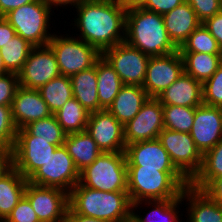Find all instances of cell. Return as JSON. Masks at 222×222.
I'll use <instances>...</instances> for the list:
<instances>
[{
    "label": "cell",
    "mask_w": 222,
    "mask_h": 222,
    "mask_svg": "<svg viewBox=\"0 0 222 222\" xmlns=\"http://www.w3.org/2000/svg\"><path fill=\"white\" fill-rule=\"evenodd\" d=\"M77 18L72 24L79 36L101 54L109 48L124 42L127 7L124 4L103 1L83 0L75 7Z\"/></svg>",
    "instance_id": "1"
},
{
    "label": "cell",
    "mask_w": 222,
    "mask_h": 222,
    "mask_svg": "<svg viewBox=\"0 0 222 222\" xmlns=\"http://www.w3.org/2000/svg\"><path fill=\"white\" fill-rule=\"evenodd\" d=\"M68 205L67 213L108 222L131 221L132 203L127 191H100L78 182L68 193Z\"/></svg>",
    "instance_id": "2"
},
{
    "label": "cell",
    "mask_w": 222,
    "mask_h": 222,
    "mask_svg": "<svg viewBox=\"0 0 222 222\" xmlns=\"http://www.w3.org/2000/svg\"><path fill=\"white\" fill-rule=\"evenodd\" d=\"M124 41L150 57L179 50L166 31L163 16L140 6L127 7Z\"/></svg>",
    "instance_id": "3"
},
{
    "label": "cell",
    "mask_w": 222,
    "mask_h": 222,
    "mask_svg": "<svg viewBox=\"0 0 222 222\" xmlns=\"http://www.w3.org/2000/svg\"><path fill=\"white\" fill-rule=\"evenodd\" d=\"M190 182L179 171L127 166V192L131 203L181 197Z\"/></svg>",
    "instance_id": "4"
},
{
    "label": "cell",
    "mask_w": 222,
    "mask_h": 222,
    "mask_svg": "<svg viewBox=\"0 0 222 222\" xmlns=\"http://www.w3.org/2000/svg\"><path fill=\"white\" fill-rule=\"evenodd\" d=\"M79 183L100 191H127L125 152H102L91 165L80 171Z\"/></svg>",
    "instance_id": "5"
},
{
    "label": "cell",
    "mask_w": 222,
    "mask_h": 222,
    "mask_svg": "<svg viewBox=\"0 0 222 222\" xmlns=\"http://www.w3.org/2000/svg\"><path fill=\"white\" fill-rule=\"evenodd\" d=\"M51 8L44 0H35L29 4L8 12L5 18L16 35L29 41L33 46H47L53 33L48 30L50 27Z\"/></svg>",
    "instance_id": "6"
},
{
    "label": "cell",
    "mask_w": 222,
    "mask_h": 222,
    "mask_svg": "<svg viewBox=\"0 0 222 222\" xmlns=\"http://www.w3.org/2000/svg\"><path fill=\"white\" fill-rule=\"evenodd\" d=\"M53 33L48 46L53 50L60 74L63 76L71 77L91 68L102 56L95 47L77 38L75 34L73 37L67 33L66 36Z\"/></svg>",
    "instance_id": "7"
},
{
    "label": "cell",
    "mask_w": 222,
    "mask_h": 222,
    "mask_svg": "<svg viewBox=\"0 0 222 222\" xmlns=\"http://www.w3.org/2000/svg\"><path fill=\"white\" fill-rule=\"evenodd\" d=\"M79 177L73 158L62 145L27 180L37 186L56 187L69 193L79 182Z\"/></svg>",
    "instance_id": "8"
},
{
    "label": "cell",
    "mask_w": 222,
    "mask_h": 222,
    "mask_svg": "<svg viewBox=\"0 0 222 222\" xmlns=\"http://www.w3.org/2000/svg\"><path fill=\"white\" fill-rule=\"evenodd\" d=\"M158 139L176 169L191 182L202 167L203 155L197 149L190 133L164 128Z\"/></svg>",
    "instance_id": "9"
},
{
    "label": "cell",
    "mask_w": 222,
    "mask_h": 222,
    "mask_svg": "<svg viewBox=\"0 0 222 222\" xmlns=\"http://www.w3.org/2000/svg\"><path fill=\"white\" fill-rule=\"evenodd\" d=\"M57 147L52 140L36 139L25 128L19 129L11 152V164L28 179Z\"/></svg>",
    "instance_id": "10"
},
{
    "label": "cell",
    "mask_w": 222,
    "mask_h": 222,
    "mask_svg": "<svg viewBox=\"0 0 222 222\" xmlns=\"http://www.w3.org/2000/svg\"><path fill=\"white\" fill-rule=\"evenodd\" d=\"M102 56L114 68L123 85L143 86L150 56L125 41L106 49Z\"/></svg>",
    "instance_id": "11"
},
{
    "label": "cell",
    "mask_w": 222,
    "mask_h": 222,
    "mask_svg": "<svg viewBox=\"0 0 222 222\" xmlns=\"http://www.w3.org/2000/svg\"><path fill=\"white\" fill-rule=\"evenodd\" d=\"M184 73V62L180 51L152 56L147 63L143 89L148 97L157 98Z\"/></svg>",
    "instance_id": "12"
},
{
    "label": "cell",
    "mask_w": 222,
    "mask_h": 222,
    "mask_svg": "<svg viewBox=\"0 0 222 222\" xmlns=\"http://www.w3.org/2000/svg\"><path fill=\"white\" fill-rule=\"evenodd\" d=\"M60 75L53 50L48 45L36 46L18 73L19 86L39 90L44 84Z\"/></svg>",
    "instance_id": "13"
},
{
    "label": "cell",
    "mask_w": 222,
    "mask_h": 222,
    "mask_svg": "<svg viewBox=\"0 0 222 222\" xmlns=\"http://www.w3.org/2000/svg\"><path fill=\"white\" fill-rule=\"evenodd\" d=\"M24 195L29 199L40 222H62L67 218L68 193L56 187L27 183Z\"/></svg>",
    "instance_id": "14"
},
{
    "label": "cell",
    "mask_w": 222,
    "mask_h": 222,
    "mask_svg": "<svg viewBox=\"0 0 222 222\" xmlns=\"http://www.w3.org/2000/svg\"><path fill=\"white\" fill-rule=\"evenodd\" d=\"M163 129V106L157 98L149 97L139 113L124 125V140L128 145L156 139Z\"/></svg>",
    "instance_id": "15"
},
{
    "label": "cell",
    "mask_w": 222,
    "mask_h": 222,
    "mask_svg": "<svg viewBox=\"0 0 222 222\" xmlns=\"http://www.w3.org/2000/svg\"><path fill=\"white\" fill-rule=\"evenodd\" d=\"M86 131L102 152H125L124 126L108 110L91 112Z\"/></svg>",
    "instance_id": "16"
},
{
    "label": "cell",
    "mask_w": 222,
    "mask_h": 222,
    "mask_svg": "<svg viewBox=\"0 0 222 222\" xmlns=\"http://www.w3.org/2000/svg\"><path fill=\"white\" fill-rule=\"evenodd\" d=\"M190 136L204 155L222 140V107L201 104L195 107Z\"/></svg>",
    "instance_id": "17"
},
{
    "label": "cell",
    "mask_w": 222,
    "mask_h": 222,
    "mask_svg": "<svg viewBox=\"0 0 222 222\" xmlns=\"http://www.w3.org/2000/svg\"><path fill=\"white\" fill-rule=\"evenodd\" d=\"M125 155L127 166L178 171L158 138L126 145Z\"/></svg>",
    "instance_id": "18"
},
{
    "label": "cell",
    "mask_w": 222,
    "mask_h": 222,
    "mask_svg": "<svg viewBox=\"0 0 222 222\" xmlns=\"http://www.w3.org/2000/svg\"><path fill=\"white\" fill-rule=\"evenodd\" d=\"M12 119L17 130L29 123L52 115L39 90L19 86L12 105Z\"/></svg>",
    "instance_id": "19"
},
{
    "label": "cell",
    "mask_w": 222,
    "mask_h": 222,
    "mask_svg": "<svg viewBox=\"0 0 222 222\" xmlns=\"http://www.w3.org/2000/svg\"><path fill=\"white\" fill-rule=\"evenodd\" d=\"M157 99L162 106L177 105L195 108L203 104L202 83L184 72Z\"/></svg>",
    "instance_id": "20"
},
{
    "label": "cell",
    "mask_w": 222,
    "mask_h": 222,
    "mask_svg": "<svg viewBox=\"0 0 222 222\" xmlns=\"http://www.w3.org/2000/svg\"><path fill=\"white\" fill-rule=\"evenodd\" d=\"M163 16L166 31L172 42L180 48L189 35L201 24L189 3L183 2Z\"/></svg>",
    "instance_id": "21"
},
{
    "label": "cell",
    "mask_w": 222,
    "mask_h": 222,
    "mask_svg": "<svg viewBox=\"0 0 222 222\" xmlns=\"http://www.w3.org/2000/svg\"><path fill=\"white\" fill-rule=\"evenodd\" d=\"M183 201H188L186 222H222V205L211 200L201 190L191 185L185 187Z\"/></svg>",
    "instance_id": "22"
},
{
    "label": "cell",
    "mask_w": 222,
    "mask_h": 222,
    "mask_svg": "<svg viewBox=\"0 0 222 222\" xmlns=\"http://www.w3.org/2000/svg\"><path fill=\"white\" fill-rule=\"evenodd\" d=\"M148 98L142 86L123 85L107 110L124 126L139 113Z\"/></svg>",
    "instance_id": "23"
},
{
    "label": "cell",
    "mask_w": 222,
    "mask_h": 222,
    "mask_svg": "<svg viewBox=\"0 0 222 222\" xmlns=\"http://www.w3.org/2000/svg\"><path fill=\"white\" fill-rule=\"evenodd\" d=\"M182 202L183 191L181 197L175 199L143 200L132 203L131 222H182V219L180 220V211L178 210ZM142 203L148 205V207L150 206V208L152 207L149 212H146L147 214L144 217L137 210V208L140 209L143 207L140 206L143 205Z\"/></svg>",
    "instance_id": "24"
},
{
    "label": "cell",
    "mask_w": 222,
    "mask_h": 222,
    "mask_svg": "<svg viewBox=\"0 0 222 222\" xmlns=\"http://www.w3.org/2000/svg\"><path fill=\"white\" fill-rule=\"evenodd\" d=\"M28 180L11 165L0 175V219H6L24 195Z\"/></svg>",
    "instance_id": "25"
},
{
    "label": "cell",
    "mask_w": 222,
    "mask_h": 222,
    "mask_svg": "<svg viewBox=\"0 0 222 222\" xmlns=\"http://www.w3.org/2000/svg\"><path fill=\"white\" fill-rule=\"evenodd\" d=\"M73 97L89 112L104 110L99 105L95 65L70 77Z\"/></svg>",
    "instance_id": "26"
},
{
    "label": "cell",
    "mask_w": 222,
    "mask_h": 222,
    "mask_svg": "<svg viewBox=\"0 0 222 222\" xmlns=\"http://www.w3.org/2000/svg\"><path fill=\"white\" fill-rule=\"evenodd\" d=\"M64 146L73 158L79 172L86 166L91 165L102 153L87 131L67 134Z\"/></svg>",
    "instance_id": "27"
},
{
    "label": "cell",
    "mask_w": 222,
    "mask_h": 222,
    "mask_svg": "<svg viewBox=\"0 0 222 222\" xmlns=\"http://www.w3.org/2000/svg\"><path fill=\"white\" fill-rule=\"evenodd\" d=\"M96 73L99 105L107 110L118 95L123 83L103 56L96 61Z\"/></svg>",
    "instance_id": "28"
},
{
    "label": "cell",
    "mask_w": 222,
    "mask_h": 222,
    "mask_svg": "<svg viewBox=\"0 0 222 222\" xmlns=\"http://www.w3.org/2000/svg\"><path fill=\"white\" fill-rule=\"evenodd\" d=\"M180 53L184 62V72L202 84L216 72L222 63V54Z\"/></svg>",
    "instance_id": "29"
},
{
    "label": "cell",
    "mask_w": 222,
    "mask_h": 222,
    "mask_svg": "<svg viewBox=\"0 0 222 222\" xmlns=\"http://www.w3.org/2000/svg\"><path fill=\"white\" fill-rule=\"evenodd\" d=\"M89 115L90 113L74 97L54 113L66 134L86 131Z\"/></svg>",
    "instance_id": "30"
},
{
    "label": "cell",
    "mask_w": 222,
    "mask_h": 222,
    "mask_svg": "<svg viewBox=\"0 0 222 222\" xmlns=\"http://www.w3.org/2000/svg\"><path fill=\"white\" fill-rule=\"evenodd\" d=\"M39 92L51 113L54 114L73 97L71 79L60 75L44 84Z\"/></svg>",
    "instance_id": "31"
},
{
    "label": "cell",
    "mask_w": 222,
    "mask_h": 222,
    "mask_svg": "<svg viewBox=\"0 0 222 222\" xmlns=\"http://www.w3.org/2000/svg\"><path fill=\"white\" fill-rule=\"evenodd\" d=\"M34 47L29 41L19 35L12 38L11 41L0 49L5 69L9 73L18 74Z\"/></svg>",
    "instance_id": "32"
},
{
    "label": "cell",
    "mask_w": 222,
    "mask_h": 222,
    "mask_svg": "<svg viewBox=\"0 0 222 222\" xmlns=\"http://www.w3.org/2000/svg\"><path fill=\"white\" fill-rule=\"evenodd\" d=\"M220 176H222V140L203 155L202 167L190 185L201 190L211 179Z\"/></svg>",
    "instance_id": "33"
},
{
    "label": "cell",
    "mask_w": 222,
    "mask_h": 222,
    "mask_svg": "<svg viewBox=\"0 0 222 222\" xmlns=\"http://www.w3.org/2000/svg\"><path fill=\"white\" fill-rule=\"evenodd\" d=\"M180 52L222 54V49L208 29L201 23L179 48Z\"/></svg>",
    "instance_id": "34"
},
{
    "label": "cell",
    "mask_w": 222,
    "mask_h": 222,
    "mask_svg": "<svg viewBox=\"0 0 222 222\" xmlns=\"http://www.w3.org/2000/svg\"><path fill=\"white\" fill-rule=\"evenodd\" d=\"M195 108L177 105L163 106L164 128L190 133L194 121Z\"/></svg>",
    "instance_id": "35"
},
{
    "label": "cell",
    "mask_w": 222,
    "mask_h": 222,
    "mask_svg": "<svg viewBox=\"0 0 222 222\" xmlns=\"http://www.w3.org/2000/svg\"><path fill=\"white\" fill-rule=\"evenodd\" d=\"M36 139L52 140V144L64 145L66 133L59 125L56 117L52 114L49 117L33 121L24 127Z\"/></svg>",
    "instance_id": "36"
},
{
    "label": "cell",
    "mask_w": 222,
    "mask_h": 222,
    "mask_svg": "<svg viewBox=\"0 0 222 222\" xmlns=\"http://www.w3.org/2000/svg\"><path fill=\"white\" fill-rule=\"evenodd\" d=\"M17 128L12 119L11 106L0 105V149L12 152Z\"/></svg>",
    "instance_id": "37"
},
{
    "label": "cell",
    "mask_w": 222,
    "mask_h": 222,
    "mask_svg": "<svg viewBox=\"0 0 222 222\" xmlns=\"http://www.w3.org/2000/svg\"><path fill=\"white\" fill-rule=\"evenodd\" d=\"M203 104L222 107V63L216 72L202 84Z\"/></svg>",
    "instance_id": "38"
},
{
    "label": "cell",
    "mask_w": 222,
    "mask_h": 222,
    "mask_svg": "<svg viewBox=\"0 0 222 222\" xmlns=\"http://www.w3.org/2000/svg\"><path fill=\"white\" fill-rule=\"evenodd\" d=\"M185 2L190 4L201 23L222 10V0H185Z\"/></svg>",
    "instance_id": "39"
},
{
    "label": "cell",
    "mask_w": 222,
    "mask_h": 222,
    "mask_svg": "<svg viewBox=\"0 0 222 222\" xmlns=\"http://www.w3.org/2000/svg\"><path fill=\"white\" fill-rule=\"evenodd\" d=\"M6 220L9 222H40L29 199L25 195L18 201Z\"/></svg>",
    "instance_id": "40"
},
{
    "label": "cell",
    "mask_w": 222,
    "mask_h": 222,
    "mask_svg": "<svg viewBox=\"0 0 222 222\" xmlns=\"http://www.w3.org/2000/svg\"><path fill=\"white\" fill-rule=\"evenodd\" d=\"M19 87L18 74L7 73L0 76V105L11 106Z\"/></svg>",
    "instance_id": "41"
},
{
    "label": "cell",
    "mask_w": 222,
    "mask_h": 222,
    "mask_svg": "<svg viewBox=\"0 0 222 222\" xmlns=\"http://www.w3.org/2000/svg\"><path fill=\"white\" fill-rule=\"evenodd\" d=\"M183 2H185V0H145L140 7L164 15Z\"/></svg>",
    "instance_id": "42"
},
{
    "label": "cell",
    "mask_w": 222,
    "mask_h": 222,
    "mask_svg": "<svg viewBox=\"0 0 222 222\" xmlns=\"http://www.w3.org/2000/svg\"><path fill=\"white\" fill-rule=\"evenodd\" d=\"M222 49V10L202 23Z\"/></svg>",
    "instance_id": "43"
},
{
    "label": "cell",
    "mask_w": 222,
    "mask_h": 222,
    "mask_svg": "<svg viewBox=\"0 0 222 222\" xmlns=\"http://www.w3.org/2000/svg\"><path fill=\"white\" fill-rule=\"evenodd\" d=\"M201 191L211 200L222 205V176L211 179Z\"/></svg>",
    "instance_id": "44"
},
{
    "label": "cell",
    "mask_w": 222,
    "mask_h": 222,
    "mask_svg": "<svg viewBox=\"0 0 222 222\" xmlns=\"http://www.w3.org/2000/svg\"><path fill=\"white\" fill-rule=\"evenodd\" d=\"M16 36V31L10 23L3 17H0V49L3 48L12 38Z\"/></svg>",
    "instance_id": "45"
},
{
    "label": "cell",
    "mask_w": 222,
    "mask_h": 222,
    "mask_svg": "<svg viewBox=\"0 0 222 222\" xmlns=\"http://www.w3.org/2000/svg\"><path fill=\"white\" fill-rule=\"evenodd\" d=\"M35 0H0V17L5 16L13 9L29 4Z\"/></svg>",
    "instance_id": "46"
},
{
    "label": "cell",
    "mask_w": 222,
    "mask_h": 222,
    "mask_svg": "<svg viewBox=\"0 0 222 222\" xmlns=\"http://www.w3.org/2000/svg\"><path fill=\"white\" fill-rule=\"evenodd\" d=\"M81 1L83 0H44V2L51 8L53 9L54 7H56V9L60 6V7H69L72 6L76 7L78 6ZM54 6V7H53Z\"/></svg>",
    "instance_id": "47"
},
{
    "label": "cell",
    "mask_w": 222,
    "mask_h": 222,
    "mask_svg": "<svg viewBox=\"0 0 222 222\" xmlns=\"http://www.w3.org/2000/svg\"><path fill=\"white\" fill-rule=\"evenodd\" d=\"M67 219L70 222H108L97 218L86 217L77 213H67Z\"/></svg>",
    "instance_id": "48"
},
{
    "label": "cell",
    "mask_w": 222,
    "mask_h": 222,
    "mask_svg": "<svg viewBox=\"0 0 222 222\" xmlns=\"http://www.w3.org/2000/svg\"><path fill=\"white\" fill-rule=\"evenodd\" d=\"M11 165V152L0 149V175Z\"/></svg>",
    "instance_id": "49"
},
{
    "label": "cell",
    "mask_w": 222,
    "mask_h": 222,
    "mask_svg": "<svg viewBox=\"0 0 222 222\" xmlns=\"http://www.w3.org/2000/svg\"><path fill=\"white\" fill-rule=\"evenodd\" d=\"M145 0H127V7L140 6Z\"/></svg>",
    "instance_id": "50"
},
{
    "label": "cell",
    "mask_w": 222,
    "mask_h": 222,
    "mask_svg": "<svg viewBox=\"0 0 222 222\" xmlns=\"http://www.w3.org/2000/svg\"><path fill=\"white\" fill-rule=\"evenodd\" d=\"M9 73L4 66V61L2 59L1 50H0V76Z\"/></svg>",
    "instance_id": "51"
},
{
    "label": "cell",
    "mask_w": 222,
    "mask_h": 222,
    "mask_svg": "<svg viewBox=\"0 0 222 222\" xmlns=\"http://www.w3.org/2000/svg\"><path fill=\"white\" fill-rule=\"evenodd\" d=\"M103 1H111L124 4L127 7V0H103Z\"/></svg>",
    "instance_id": "52"
},
{
    "label": "cell",
    "mask_w": 222,
    "mask_h": 222,
    "mask_svg": "<svg viewBox=\"0 0 222 222\" xmlns=\"http://www.w3.org/2000/svg\"><path fill=\"white\" fill-rule=\"evenodd\" d=\"M0 222H9V221L6 219H0Z\"/></svg>",
    "instance_id": "53"
},
{
    "label": "cell",
    "mask_w": 222,
    "mask_h": 222,
    "mask_svg": "<svg viewBox=\"0 0 222 222\" xmlns=\"http://www.w3.org/2000/svg\"><path fill=\"white\" fill-rule=\"evenodd\" d=\"M62 222H70L67 218L64 220V221H62Z\"/></svg>",
    "instance_id": "54"
}]
</instances>
